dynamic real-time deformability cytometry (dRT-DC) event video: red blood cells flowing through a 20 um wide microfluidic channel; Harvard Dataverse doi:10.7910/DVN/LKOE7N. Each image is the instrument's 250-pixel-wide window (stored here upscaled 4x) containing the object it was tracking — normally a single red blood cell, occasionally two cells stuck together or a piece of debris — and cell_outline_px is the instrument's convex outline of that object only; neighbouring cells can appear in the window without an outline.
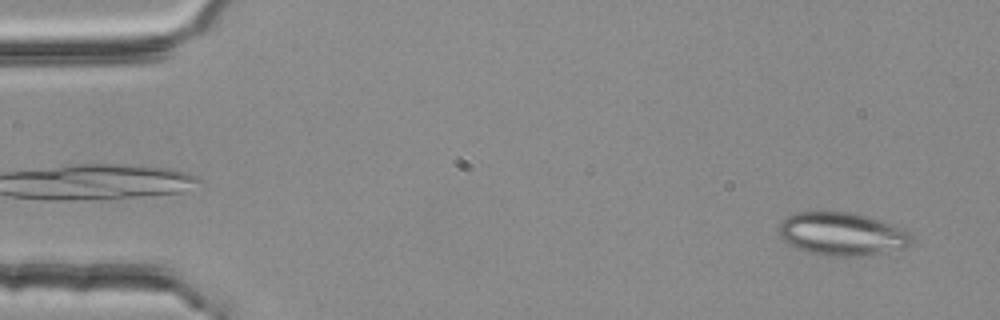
{"species": "common noctule bat (a hibernating species)", "species_latin": "Nyctalus noctula", "temperature_condition": "room temperature", "stored_images_in_passage": 53, "camera_frame_rate_fps": 3000, "um_per_image_px": 0.085, "animal": {"sex": "female", "body_mass_g": 25.1}, "frame": {"image": 1, "passage_image": 3, "time_ms": 0.667, "image_size_px": [1000, 320], "cell_outline_px": [[912, 244], [908, 248], [860, 256], [832, 256], [808, 252], [788, 244], [780, 236], [780, 224], [784, 216], [792, 212], [852, 212], [868, 216], [892, 224], [908, 232], [912, 236]], "centroid_in_image_um": [71.58, 19.88], "position_along_channel_um": 13.4, "area_um2": 33.41}}
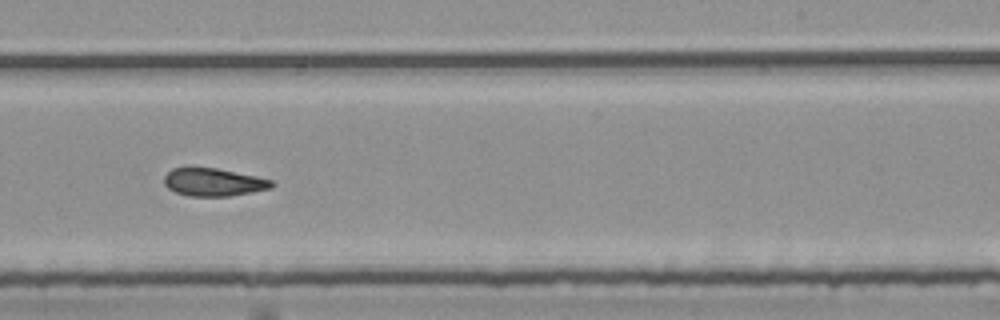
{"frame": {"image": 2, "passage_image": 33, "time_ms": 10.667, "image_size_px": [1000, 320], "cell_outline_px": [[276, 184], [272, 188], [252, 192], [228, 196], [188, 196], [176, 192], [168, 188], [164, 184], [164, 176], [172, 168], [188, 164], [192, 164], [216, 168], [256, 176], [272, 180]], "centroid_in_image_um": [18.1, 15.44], "position_along_channel_um": 270.9, "area_um2": 18.09}}
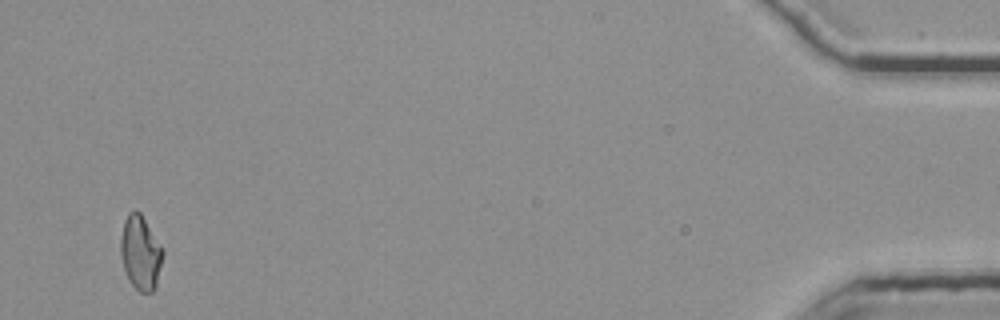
{"frame": {"image": 3, "passage_image": 52, "time_ms": 17.0, "image_size_px": [1000, 320], "cell_outline_px": [[164, 252], [156, 288], [152, 292], [140, 292], [132, 284], [124, 268], [120, 252], [120, 240], [124, 220], [128, 212], [132, 208], [136, 208], [140, 212], [164, 248]], "centroid_in_image_um": [11.96, 21.43], "position_along_channel_um": 423.2, "area_um2": 18.5}, "authors_computed_cell_mechanics": {"area_um2": 18.6116, "velocity_mm_per_s": 3.784, "shape_relaxation_time_tau1_ms": null, "shape_relaxation_time_tau2_ms": 3.0129, "deformation_change_tau1": null, "deformation_change_tau2": 0.1066}}